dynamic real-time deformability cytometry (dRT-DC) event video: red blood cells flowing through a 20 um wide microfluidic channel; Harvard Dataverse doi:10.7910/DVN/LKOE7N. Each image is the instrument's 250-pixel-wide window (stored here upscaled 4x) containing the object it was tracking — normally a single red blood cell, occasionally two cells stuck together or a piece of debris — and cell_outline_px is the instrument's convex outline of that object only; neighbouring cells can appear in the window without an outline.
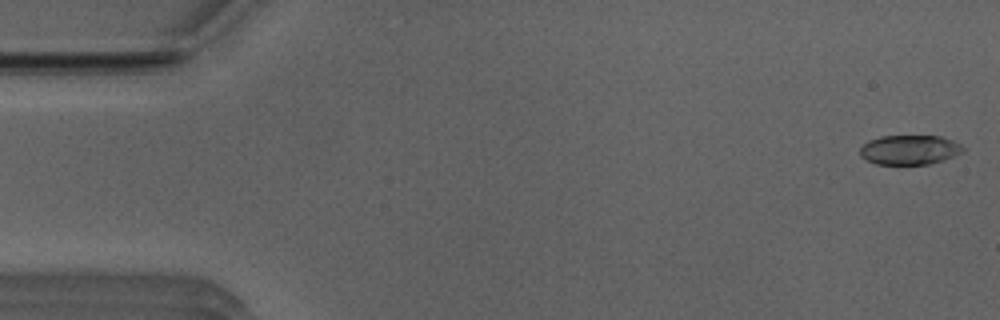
{"species": "Egyptian fruit bat (a non-hibernating species)", "species_latin": "Rousettus aegyptiacus", "temperature_condition": "room temperature", "stored_images_in_passage": 6, "camera_frame_rate_fps": 3000, "um_per_image_px": 0.085, "animal": {"sex": "male"}, "frame": {"image": 1, "passage_image": 1, "time_ms": 0.0, "image_size_px": [1000, 320], "cell_outline_px": [[964, 148], [960, 152], [952, 156], [928, 164], [876, 164], [860, 156], [860, 148], [868, 140], [880, 136], [940, 136], [952, 140], [960, 144]], "centroid_in_image_um": [77.26, 12.72], "position_along_channel_um": 7.7, "area_um2": 17.46}}